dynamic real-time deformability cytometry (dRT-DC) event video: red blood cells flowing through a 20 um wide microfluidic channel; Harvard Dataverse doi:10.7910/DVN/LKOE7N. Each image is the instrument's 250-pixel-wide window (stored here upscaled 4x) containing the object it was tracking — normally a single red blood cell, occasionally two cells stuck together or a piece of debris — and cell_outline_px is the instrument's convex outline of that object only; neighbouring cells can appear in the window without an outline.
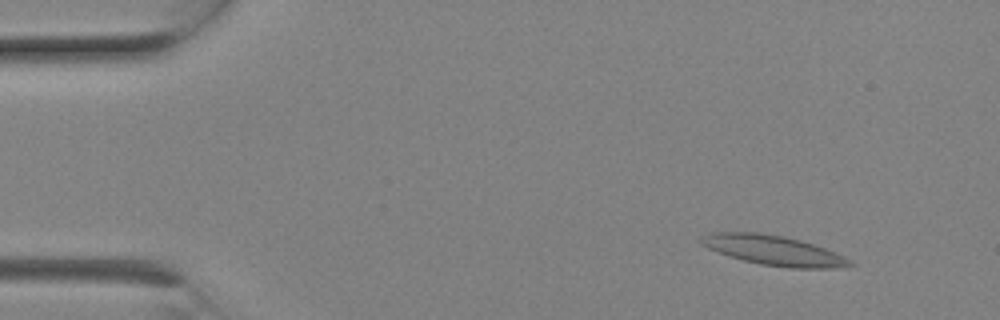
{"species": "Egyptian fruit bat (a non-hibernating species)", "species_latin": "Rousettus aegyptiacus", "temperature_condition": "room temperature", "stored_images_in_passage": 7, "camera_frame_rate_fps": 3000, "um_per_image_px": 0.085, "animal": {"sex": "female"}, "frame": {"image": 1, "passage_image": 3, "time_ms": 0.667, "image_size_px": [1000, 320], "cell_outline_px": [[856, 264], [832, 268], [788, 268], [760, 264], [728, 256], [708, 248], [700, 244], [700, 236], [712, 232], [760, 232], [784, 236], [800, 240], [824, 248], [844, 256], [852, 260]], "centroid_in_image_um": [65.72, 21.27], "position_along_channel_um": 19.3, "area_um2": 25.84}}
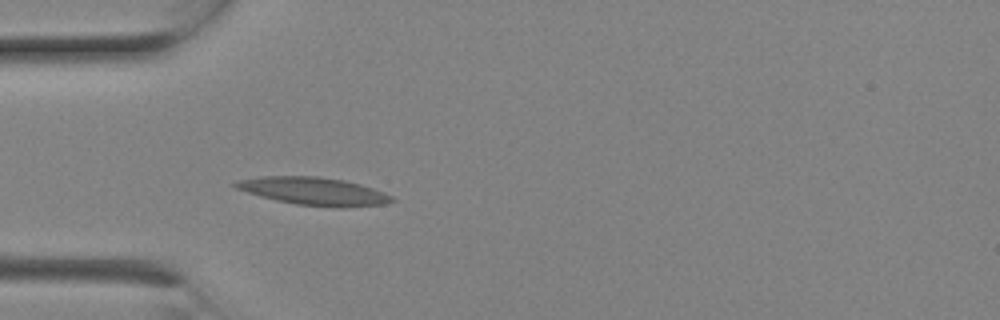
{"frame": {"image": 2, "passage_image": 7, "time_ms": 2.0, "image_size_px": [1000, 320], "cell_outline_px": [[396, 200], [384, 204], [344, 208], [336, 208], [296, 204], [276, 200], [260, 196], [236, 188], [232, 184], [240, 180], [264, 176], [316, 176], [344, 180], [360, 184], [384, 192], [392, 196]], "centroid_in_image_um": [26.72, 16.26], "position_along_channel_um": 58.3, "area_um2": 25.26}}